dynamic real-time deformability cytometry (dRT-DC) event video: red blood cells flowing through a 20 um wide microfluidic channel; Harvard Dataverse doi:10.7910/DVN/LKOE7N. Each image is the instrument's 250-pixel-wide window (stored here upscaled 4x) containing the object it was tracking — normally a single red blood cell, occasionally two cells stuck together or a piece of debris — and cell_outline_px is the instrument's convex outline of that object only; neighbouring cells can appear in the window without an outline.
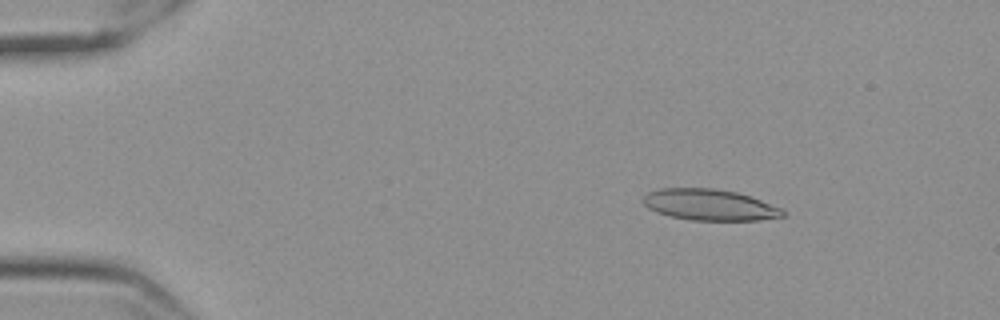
{"species": "Egyptian fruit bat (a non-hibernating species)", "species_latin": "Rousettus aegyptiacus", "temperature_condition": "cold", "stored_images_in_passage": 57, "camera_frame_rate_fps": 3000, "um_per_image_px": 0.085, "frame": {"image": 1, "passage_image": 8, "time_ms": 2.333, "image_size_px": [1000, 320], "cell_outline_px": [[784, 216], [760, 220], [692, 220], [672, 216], [656, 212], [648, 208], [640, 200], [648, 192], [660, 188], [712, 188], [736, 192], [760, 200], [780, 208], [784, 212]], "centroid_in_image_um": [60.26, 17.4], "position_along_channel_um": 24.7, "area_um2": 25.14}}
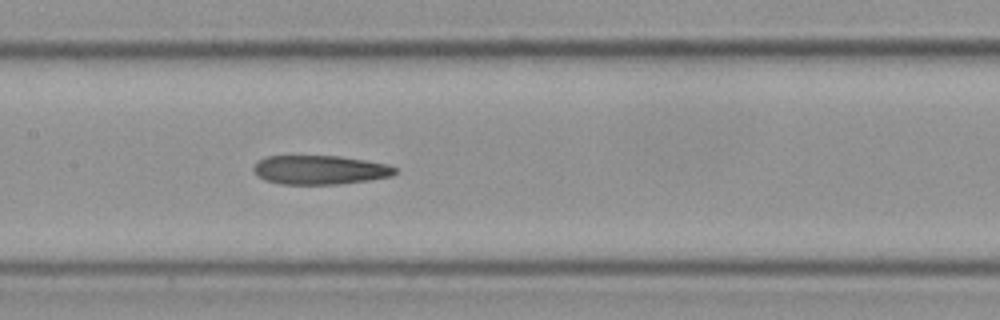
{"frame": {"image": 2, "passage_image": 28, "time_ms": 9.0, "image_size_px": [1000, 320], "cell_outline_px": [[396, 172], [392, 176], [368, 180], [340, 184], [280, 184], [264, 180], [256, 176], [252, 168], [260, 160], [268, 156], [340, 156], [388, 164], [396, 168]], "centroid_in_image_um": [27.18, 14.44], "position_along_channel_um": 180.2, "area_um2": 23.93}}
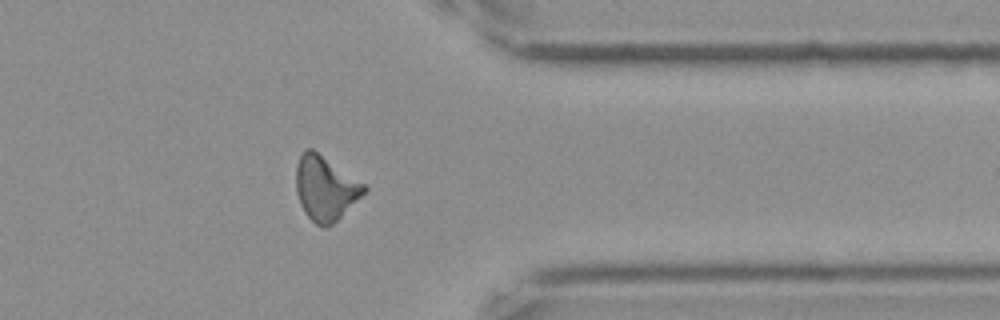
{"frame": {"image": 3, "passage_image": 46, "time_ms": 15.0, "image_size_px": [1000, 320], "cell_outline_px": [[368, 188], [332, 224], [324, 228], [316, 224], [304, 212], [300, 204], [296, 192], [296, 164], [304, 148], [312, 148], [364, 184]], "centroid_in_image_um": [27.6, 15.98], "position_along_channel_um": 383.8, "area_um2": 25.03}, "authors_computed_cell_mechanics": {"area_um2": 24.7384, "velocity_mm_per_s": 3.541, "shape_relaxation_time_tau1_ms": null, "shape_relaxation_time_tau2_ms": 7.8969, "deformation_change_tau1": null, "deformation_change_tau2": 0.2087}}